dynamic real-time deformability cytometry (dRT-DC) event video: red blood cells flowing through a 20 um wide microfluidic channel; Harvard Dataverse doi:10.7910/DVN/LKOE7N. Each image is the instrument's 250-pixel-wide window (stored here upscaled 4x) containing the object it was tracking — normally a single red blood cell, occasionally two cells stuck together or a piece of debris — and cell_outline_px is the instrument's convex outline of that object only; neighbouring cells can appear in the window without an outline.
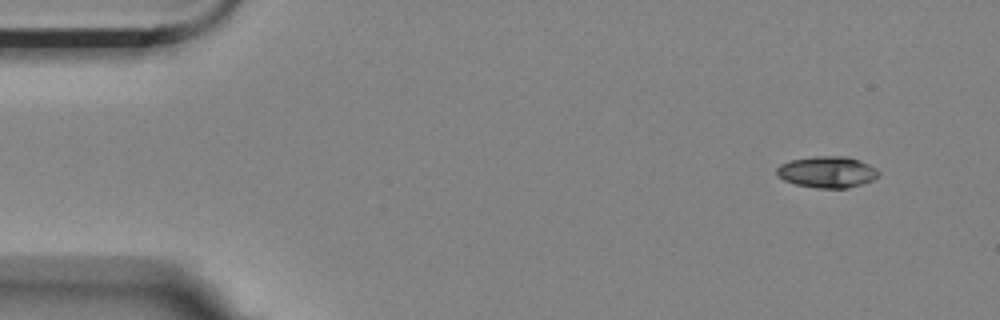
{"species": "Egyptian fruit bat (a non-hibernating species)", "species_latin": "Rousettus aegyptiacus", "temperature_condition": "room temperature", "stored_images_in_passage": 4, "camera_frame_rate_fps": 3000, "um_per_image_px": 0.085, "animal": {"sex": "female"}, "frame": {"image": 1, "passage_image": 1, "time_ms": 0.0, "image_size_px": [1000, 320], "cell_outline_px": [[880, 172], [872, 180], [848, 188], [816, 188], [796, 184], [784, 180], [776, 172], [776, 168], [780, 164], [788, 160], [812, 156], [848, 156], [860, 160], [876, 168]], "centroid_in_image_um": [70.29, 14.6], "position_along_channel_um": 14.7, "area_um2": 18.67}}
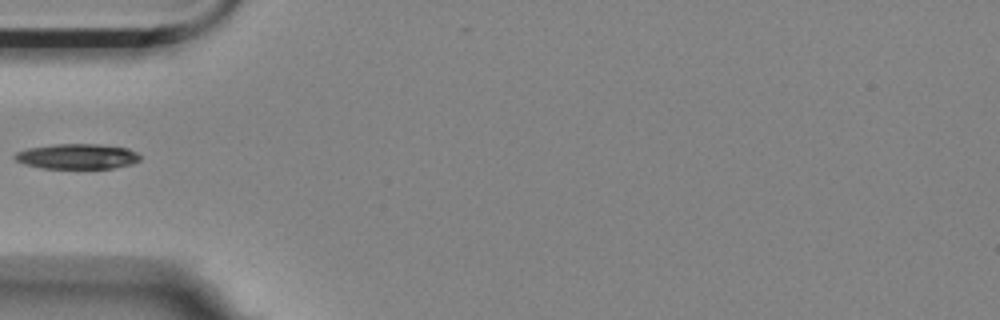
{"frame": {"image": 2, "passage_image": 4, "time_ms": 1.0, "image_size_px": [1000, 320], "cell_outline_px": [[140, 160], [132, 164], [112, 168], [40, 168], [24, 164], [16, 160], [12, 156], [16, 152], [28, 148], [56, 144], [100, 144], [128, 148], [136, 152], [140, 156]], "centroid_in_image_um": [6.55, 13.29], "position_along_channel_um": 78.4, "area_um2": 18.44}}